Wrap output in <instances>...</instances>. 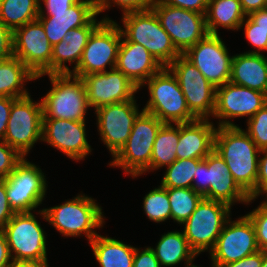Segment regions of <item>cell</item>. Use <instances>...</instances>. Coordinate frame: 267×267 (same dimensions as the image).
<instances>
[{
    "label": "cell",
    "mask_w": 267,
    "mask_h": 267,
    "mask_svg": "<svg viewBox=\"0 0 267 267\" xmlns=\"http://www.w3.org/2000/svg\"><path fill=\"white\" fill-rule=\"evenodd\" d=\"M214 150L223 158L237 184L253 198L261 150L247 132L239 126L217 127Z\"/></svg>",
    "instance_id": "6da1fadb"
},
{
    "label": "cell",
    "mask_w": 267,
    "mask_h": 267,
    "mask_svg": "<svg viewBox=\"0 0 267 267\" xmlns=\"http://www.w3.org/2000/svg\"><path fill=\"white\" fill-rule=\"evenodd\" d=\"M103 213L102 207L95 199L85 194H78L61 205L39 210L37 215L40 214L43 220L49 222L63 236L82 235L90 242L98 235L94 229H100L104 225Z\"/></svg>",
    "instance_id": "7a4b0ae2"
},
{
    "label": "cell",
    "mask_w": 267,
    "mask_h": 267,
    "mask_svg": "<svg viewBox=\"0 0 267 267\" xmlns=\"http://www.w3.org/2000/svg\"><path fill=\"white\" fill-rule=\"evenodd\" d=\"M163 124L155 115L142 110L134 121L128 140L108 165L121 167L133 178L151 171L154 141Z\"/></svg>",
    "instance_id": "3957f363"
},
{
    "label": "cell",
    "mask_w": 267,
    "mask_h": 267,
    "mask_svg": "<svg viewBox=\"0 0 267 267\" xmlns=\"http://www.w3.org/2000/svg\"><path fill=\"white\" fill-rule=\"evenodd\" d=\"M192 188L205 199L230 207L238 202L246 205L252 203V198L237 184L227 164L215 150L198 163Z\"/></svg>",
    "instance_id": "277c9868"
},
{
    "label": "cell",
    "mask_w": 267,
    "mask_h": 267,
    "mask_svg": "<svg viewBox=\"0 0 267 267\" xmlns=\"http://www.w3.org/2000/svg\"><path fill=\"white\" fill-rule=\"evenodd\" d=\"M146 83L150 99L143 111L155 115L163 123L179 124L197 119L188 109L178 80L168 67L152 75L139 90Z\"/></svg>",
    "instance_id": "5b68a950"
},
{
    "label": "cell",
    "mask_w": 267,
    "mask_h": 267,
    "mask_svg": "<svg viewBox=\"0 0 267 267\" xmlns=\"http://www.w3.org/2000/svg\"><path fill=\"white\" fill-rule=\"evenodd\" d=\"M121 18L122 35L129 42L143 45L163 67H168L181 55L152 9L128 12L122 14Z\"/></svg>",
    "instance_id": "8992f818"
},
{
    "label": "cell",
    "mask_w": 267,
    "mask_h": 267,
    "mask_svg": "<svg viewBox=\"0 0 267 267\" xmlns=\"http://www.w3.org/2000/svg\"><path fill=\"white\" fill-rule=\"evenodd\" d=\"M51 90L42 97V119L86 121L89 104L84 82L71 73L48 74Z\"/></svg>",
    "instance_id": "52a82bcc"
},
{
    "label": "cell",
    "mask_w": 267,
    "mask_h": 267,
    "mask_svg": "<svg viewBox=\"0 0 267 267\" xmlns=\"http://www.w3.org/2000/svg\"><path fill=\"white\" fill-rule=\"evenodd\" d=\"M231 207L225 203L203 198L191 216L184 222L183 233L190 248L197 254L209 252L215 246Z\"/></svg>",
    "instance_id": "ba28073f"
},
{
    "label": "cell",
    "mask_w": 267,
    "mask_h": 267,
    "mask_svg": "<svg viewBox=\"0 0 267 267\" xmlns=\"http://www.w3.org/2000/svg\"><path fill=\"white\" fill-rule=\"evenodd\" d=\"M42 103L31 95L17 98L11 106L4 141L26 157L37 141H42Z\"/></svg>",
    "instance_id": "9c48e42d"
},
{
    "label": "cell",
    "mask_w": 267,
    "mask_h": 267,
    "mask_svg": "<svg viewBox=\"0 0 267 267\" xmlns=\"http://www.w3.org/2000/svg\"><path fill=\"white\" fill-rule=\"evenodd\" d=\"M1 231L14 263L47 259V235L33 212L15 213Z\"/></svg>",
    "instance_id": "30bf717a"
},
{
    "label": "cell",
    "mask_w": 267,
    "mask_h": 267,
    "mask_svg": "<svg viewBox=\"0 0 267 267\" xmlns=\"http://www.w3.org/2000/svg\"><path fill=\"white\" fill-rule=\"evenodd\" d=\"M122 40L120 25L114 20L103 21L89 36L77 68L71 74L83 77L116 68Z\"/></svg>",
    "instance_id": "8fae6325"
},
{
    "label": "cell",
    "mask_w": 267,
    "mask_h": 267,
    "mask_svg": "<svg viewBox=\"0 0 267 267\" xmlns=\"http://www.w3.org/2000/svg\"><path fill=\"white\" fill-rule=\"evenodd\" d=\"M46 175L39 166L24 157L5 178L6 195L15 213L35 212L45 200ZM34 209V210H33Z\"/></svg>",
    "instance_id": "7c38bea8"
},
{
    "label": "cell",
    "mask_w": 267,
    "mask_h": 267,
    "mask_svg": "<svg viewBox=\"0 0 267 267\" xmlns=\"http://www.w3.org/2000/svg\"><path fill=\"white\" fill-rule=\"evenodd\" d=\"M168 68L177 78L190 112L197 119H210L215 110L216 87L182 54Z\"/></svg>",
    "instance_id": "4fadbf2b"
},
{
    "label": "cell",
    "mask_w": 267,
    "mask_h": 267,
    "mask_svg": "<svg viewBox=\"0 0 267 267\" xmlns=\"http://www.w3.org/2000/svg\"><path fill=\"white\" fill-rule=\"evenodd\" d=\"M151 9L181 54L208 34L205 14L170 6L160 0Z\"/></svg>",
    "instance_id": "5bb4252c"
},
{
    "label": "cell",
    "mask_w": 267,
    "mask_h": 267,
    "mask_svg": "<svg viewBox=\"0 0 267 267\" xmlns=\"http://www.w3.org/2000/svg\"><path fill=\"white\" fill-rule=\"evenodd\" d=\"M259 251L255 227L247 215L231 221L229 218L215 246L209 252L212 267L241 260Z\"/></svg>",
    "instance_id": "9a60e30c"
},
{
    "label": "cell",
    "mask_w": 267,
    "mask_h": 267,
    "mask_svg": "<svg viewBox=\"0 0 267 267\" xmlns=\"http://www.w3.org/2000/svg\"><path fill=\"white\" fill-rule=\"evenodd\" d=\"M13 56L20 59L39 79L51 74L52 45L36 19L13 31Z\"/></svg>",
    "instance_id": "2e32d148"
},
{
    "label": "cell",
    "mask_w": 267,
    "mask_h": 267,
    "mask_svg": "<svg viewBox=\"0 0 267 267\" xmlns=\"http://www.w3.org/2000/svg\"><path fill=\"white\" fill-rule=\"evenodd\" d=\"M219 34H207L182 55L216 88L229 82L233 56Z\"/></svg>",
    "instance_id": "e0dca14e"
},
{
    "label": "cell",
    "mask_w": 267,
    "mask_h": 267,
    "mask_svg": "<svg viewBox=\"0 0 267 267\" xmlns=\"http://www.w3.org/2000/svg\"><path fill=\"white\" fill-rule=\"evenodd\" d=\"M133 100L104 105L95 110L100 138L112 157L128 140L135 119L141 113Z\"/></svg>",
    "instance_id": "ac0fdd59"
},
{
    "label": "cell",
    "mask_w": 267,
    "mask_h": 267,
    "mask_svg": "<svg viewBox=\"0 0 267 267\" xmlns=\"http://www.w3.org/2000/svg\"><path fill=\"white\" fill-rule=\"evenodd\" d=\"M266 103L267 94L228 82L216 88L213 117L219 119L217 127L238 126L229 119L236 117L249 119Z\"/></svg>",
    "instance_id": "d6986e66"
},
{
    "label": "cell",
    "mask_w": 267,
    "mask_h": 267,
    "mask_svg": "<svg viewBox=\"0 0 267 267\" xmlns=\"http://www.w3.org/2000/svg\"><path fill=\"white\" fill-rule=\"evenodd\" d=\"M87 94L89 107L97 108L133 100L139 88L117 68L106 72L81 77Z\"/></svg>",
    "instance_id": "ffe728a7"
},
{
    "label": "cell",
    "mask_w": 267,
    "mask_h": 267,
    "mask_svg": "<svg viewBox=\"0 0 267 267\" xmlns=\"http://www.w3.org/2000/svg\"><path fill=\"white\" fill-rule=\"evenodd\" d=\"M85 123V121L42 119V141L73 161L84 160L92 152L86 138Z\"/></svg>",
    "instance_id": "44dd1931"
},
{
    "label": "cell",
    "mask_w": 267,
    "mask_h": 267,
    "mask_svg": "<svg viewBox=\"0 0 267 267\" xmlns=\"http://www.w3.org/2000/svg\"><path fill=\"white\" fill-rule=\"evenodd\" d=\"M97 15L96 0H79L66 11L45 13V10H39L37 19L50 44L54 46L72 29L86 26Z\"/></svg>",
    "instance_id": "7402d4cb"
},
{
    "label": "cell",
    "mask_w": 267,
    "mask_h": 267,
    "mask_svg": "<svg viewBox=\"0 0 267 267\" xmlns=\"http://www.w3.org/2000/svg\"><path fill=\"white\" fill-rule=\"evenodd\" d=\"M116 68L140 88L163 66L141 44L129 42L123 35L118 49Z\"/></svg>",
    "instance_id": "603a6c76"
},
{
    "label": "cell",
    "mask_w": 267,
    "mask_h": 267,
    "mask_svg": "<svg viewBox=\"0 0 267 267\" xmlns=\"http://www.w3.org/2000/svg\"><path fill=\"white\" fill-rule=\"evenodd\" d=\"M95 16L86 26L72 29L63 40L52 47L51 74H66L74 71L87 45V41L92 32L103 22L110 21L111 18L103 17L100 21ZM73 65L71 70L66 63Z\"/></svg>",
    "instance_id": "cb8c5ba5"
},
{
    "label": "cell",
    "mask_w": 267,
    "mask_h": 267,
    "mask_svg": "<svg viewBox=\"0 0 267 267\" xmlns=\"http://www.w3.org/2000/svg\"><path fill=\"white\" fill-rule=\"evenodd\" d=\"M210 119L179 123L177 159H204L214 150L216 126Z\"/></svg>",
    "instance_id": "d4e9b609"
},
{
    "label": "cell",
    "mask_w": 267,
    "mask_h": 267,
    "mask_svg": "<svg viewBox=\"0 0 267 267\" xmlns=\"http://www.w3.org/2000/svg\"><path fill=\"white\" fill-rule=\"evenodd\" d=\"M262 53L234 55L229 82L267 94V56Z\"/></svg>",
    "instance_id": "484cf974"
},
{
    "label": "cell",
    "mask_w": 267,
    "mask_h": 267,
    "mask_svg": "<svg viewBox=\"0 0 267 267\" xmlns=\"http://www.w3.org/2000/svg\"><path fill=\"white\" fill-rule=\"evenodd\" d=\"M89 244L100 267H133L135 246L101 234Z\"/></svg>",
    "instance_id": "4316f807"
},
{
    "label": "cell",
    "mask_w": 267,
    "mask_h": 267,
    "mask_svg": "<svg viewBox=\"0 0 267 267\" xmlns=\"http://www.w3.org/2000/svg\"><path fill=\"white\" fill-rule=\"evenodd\" d=\"M36 75L17 57L0 61V97L22 98L30 95L24 83Z\"/></svg>",
    "instance_id": "83f0119b"
},
{
    "label": "cell",
    "mask_w": 267,
    "mask_h": 267,
    "mask_svg": "<svg viewBox=\"0 0 267 267\" xmlns=\"http://www.w3.org/2000/svg\"><path fill=\"white\" fill-rule=\"evenodd\" d=\"M246 18L240 0H209L205 14L208 34H217L218 27L227 30H240Z\"/></svg>",
    "instance_id": "f1b7e54d"
},
{
    "label": "cell",
    "mask_w": 267,
    "mask_h": 267,
    "mask_svg": "<svg viewBox=\"0 0 267 267\" xmlns=\"http://www.w3.org/2000/svg\"><path fill=\"white\" fill-rule=\"evenodd\" d=\"M161 267H172L184 261H194L197 254L190 248L183 233L176 230L164 233L155 248L151 247Z\"/></svg>",
    "instance_id": "f546056e"
},
{
    "label": "cell",
    "mask_w": 267,
    "mask_h": 267,
    "mask_svg": "<svg viewBox=\"0 0 267 267\" xmlns=\"http://www.w3.org/2000/svg\"><path fill=\"white\" fill-rule=\"evenodd\" d=\"M179 124L164 123L158 131L151 155V171L167 167L177 160Z\"/></svg>",
    "instance_id": "4dcf8cb0"
},
{
    "label": "cell",
    "mask_w": 267,
    "mask_h": 267,
    "mask_svg": "<svg viewBox=\"0 0 267 267\" xmlns=\"http://www.w3.org/2000/svg\"><path fill=\"white\" fill-rule=\"evenodd\" d=\"M39 0H0V21L12 32L39 17Z\"/></svg>",
    "instance_id": "1f68e13d"
},
{
    "label": "cell",
    "mask_w": 267,
    "mask_h": 267,
    "mask_svg": "<svg viewBox=\"0 0 267 267\" xmlns=\"http://www.w3.org/2000/svg\"><path fill=\"white\" fill-rule=\"evenodd\" d=\"M171 207V219L178 224L184 223L204 198L193 188H167Z\"/></svg>",
    "instance_id": "d6a6232c"
},
{
    "label": "cell",
    "mask_w": 267,
    "mask_h": 267,
    "mask_svg": "<svg viewBox=\"0 0 267 267\" xmlns=\"http://www.w3.org/2000/svg\"><path fill=\"white\" fill-rule=\"evenodd\" d=\"M202 159H177L167 166L160 186L164 188H192L197 165Z\"/></svg>",
    "instance_id": "836d02e7"
},
{
    "label": "cell",
    "mask_w": 267,
    "mask_h": 267,
    "mask_svg": "<svg viewBox=\"0 0 267 267\" xmlns=\"http://www.w3.org/2000/svg\"><path fill=\"white\" fill-rule=\"evenodd\" d=\"M143 210L149 220L155 223L165 222L171 218V207L167 188L158 186L150 190L143 198Z\"/></svg>",
    "instance_id": "e575fe53"
},
{
    "label": "cell",
    "mask_w": 267,
    "mask_h": 267,
    "mask_svg": "<svg viewBox=\"0 0 267 267\" xmlns=\"http://www.w3.org/2000/svg\"><path fill=\"white\" fill-rule=\"evenodd\" d=\"M247 121L246 132L256 146L267 149V103Z\"/></svg>",
    "instance_id": "d590c367"
},
{
    "label": "cell",
    "mask_w": 267,
    "mask_h": 267,
    "mask_svg": "<svg viewBox=\"0 0 267 267\" xmlns=\"http://www.w3.org/2000/svg\"><path fill=\"white\" fill-rule=\"evenodd\" d=\"M159 0H96V12L99 15L112 6L120 7L122 14L150 10ZM114 5H113V4Z\"/></svg>",
    "instance_id": "8d00e7d4"
},
{
    "label": "cell",
    "mask_w": 267,
    "mask_h": 267,
    "mask_svg": "<svg viewBox=\"0 0 267 267\" xmlns=\"http://www.w3.org/2000/svg\"><path fill=\"white\" fill-rule=\"evenodd\" d=\"M241 27H244L245 38L247 41L255 47L256 50H249L247 53L261 54L260 51H267V32L258 28V25L254 23L248 16L244 19Z\"/></svg>",
    "instance_id": "74e56055"
},
{
    "label": "cell",
    "mask_w": 267,
    "mask_h": 267,
    "mask_svg": "<svg viewBox=\"0 0 267 267\" xmlns=\"http://www.w3.org/2000/svg\"><path fill=\"white\" fill-rule=\"evenodd\" d=\"M23 158L3 139H0V179H5Z\"/></svg>",
    "instance_id": "f35d334b"
},
{
    "label": "cell",
    "mask_w": 267,
    "mask_h": 267,
    "mask_svg": "<svg viewBox=\"0 0 267 267\" xmlns=\"http://www.w3.org/2000/svg\"><path fill=\"white\" fill-rule=\"evenodd\" d=\"M256 231V241L260 251L267 250V211L260 206L246 214Z\"/></svg>",
    "instance_id": "ab89813d"
},
{
    "label": "cell",
    "mask_w": 267,
    "mask_h": 267,
    "mask_svg": "<svg viewBox=\"0 0 267 267\" xmlns=\"http://www.w3.org/2000/svg\"><path fill=\"white\" fill-rule=\"evenodd\" d=\"M140 249L135 247L133 267H161L151 246Z\"/></svg>",
    "instance_id": "60d3db41"
},
{
    "label": "cell",
    "mask_w": 267,
    "mask_h": 267,
    "mask_svg": "<svg viewBox=\"0 0 267 267\" xmlns=\"http://www.w3.org/2000/svg\"><path fill=\"white\" fill-rule=\"evenodd\" d=\"M14 214L15 212L10 207L6 195L5 179H0V230H2L6 226V224L11 220Z\"/></svg>",
    "instance_id": "b9f144b4"
},
{
    "label": "cell",
    "mask_w": 267,
    "mask_h": 267,
    "mask_svg": "<svg viewBox=\"0 0 267 267\" xmlns=\"http://www.w3.org/2000/svg\"><path fill=\"white\" fill-rule=\"evenodd\" d=\"M13 32L0 21V61L13 56Z\"/></svg>",
    "instance_id": "7bdbcfd3"
},
{
    "label": "cell",
    "mask_w": 267,
    "mask_h": 267,
    "mask_svg": "<svg viewBox=\"0 0 267 267\" xmlns=\"http://www.w3.org/2000/svg\"><path fill=\"white\" fill-rule=\"evenodd\" d=\"M170 6L206 14L209 0H160Z\"/></svg>",
    "instance_id": "ee69618b"
},
{
    "label": "cell",
    "mask_w": 267,
    "mask_h": 267,
    "mask_svg": "<svg viewBox=\"0 0 267 267\" xmlns=\"http://www.w3.org/2000/svg\"><path fill=\"white\" fill-rule=\"evenodd\" d=\"M15 100L13 97H0V139H4L11 106Z\"/></svg>",
    "instance_id": "f6af8a7d"
},
{
    "label": "cell",
    "mask_w": 267,
    "mask_h": 267,
    "mask_svg": "<svg viewBox=\"0 0 267 267\" xmlns=\"http://www.w3.org/2000/svg\"><path fill=\"white\" fill-rule=\"evenodd\" d=\"M258 161V175L256 181V193L267 186V149L260 151Z\"/></svg>",
    "instance_id": "bcb514c9"
},
{
    "label": "cell",
    "mask_w": 267,
    "mask_h": 267,
    "mask_svg": "<svg viewBox=\"0 0 267 267\" xmlns=\"http://www.w3.org/2000/svg\"><path fill=\"white\" fill-rule=\"evenodd\" d=\"M79 0H40L39 10L46 9V12H61L66 11L72 5L76 4ZM45 8H43V5Z\"/></svg>",
    "instance_id": "7dc6e473"
},
{
    "label": "cell",
    "mask_w": 267,
    "mask_h": 267,
    "mask_svg": "<svg viewBox=\"0 0 267 267\" xmlns=\"http://www.w3.org/2000/svg\"><path fill=\"white\" fill-rule=\"evenodd\" d=\"M220 267H262V252L259 250L241 260L221 265Z\"/></svg>",
    "instance_id": "c3c4849f"
},
{
    "label": "cell",
    "mask_w": 267,
    "mask_h": 267,
    "mask_svg": "<svg viewBox=\"0 0 267 267\" xmlns=\"http://www.w3.org/2000/svg\"><path fill=\"white\" fill-rule=\"evenodd\" d=\"M13 263L6 236L0 230V267H12Z\"/></svg>",
    "instance_id": "681fc988"
},
{
    "label": "cell",
    "mask_w": 267,
    "mask_h": 267,
    "mask_svg": "<svg viewBox=\"0 0 267 267\" xmlns=\"http://www.w3.org/2000/svg\"><path fill=\"white\" fill-rule=\"evenodd\" d=\"M240 3L246 16L252 12L267 8V0H240Z\"/></svg>",
    "instance_id": "f907efd6"
},
{
    "label": "cell",
    "mask_w": 267,
    "mask_h": 267,
    "mask_svg": "<svg viewBox=\"0 0 267 267\" xmlns=\"http://www.w3.org/2000/svg\"><path fill=\"white\" fill-rule=\"evenodd\" d=\"M248 17L258 25V28L267 32V8L252 12Z\"/></svg>",
    "instance_id": "816d5d0a"
},
{
    "label": "cell",
    "mask_w": 267,
    "mask_h": 267,
    "mask_svg": "<svg viewBox=\"0 0 267 267\" xmlns=\"http://www.w3.org/2000/svg\"><path fill=\"white\" fill-rule=\"evenodd\" d=\"M12 267H49L48 260L39 261H19L13 263Z\"/></svg>",
    "instance_id": "f5cc1de1"
},
{
    "label": "cell",
    "mask_w": 267,
    "mask_h": 267,
    "mask_svg": "<svg viewBox=\"0 0 267 267\" xmlns=\"http://www.w3.org/2000/svg\"><path fill=\"white\" fill-rule=\"evenodd\" d=\"M262 194H265V201H262L261 204L259 205L263 210L267 211V190H259L254 197L252 198V201H255L258 196H262Z\"/></svg>",
    "instance_id": "db71d44e"
},
{
    "label": "cell",
    "mask_w": 267,
    "mask_h": 267,
    "mask_svg": "<svg viewBox=\"0 0 267 267\" xmlns=\"http://www.w3.org/2000/svg\"><path fill=\"white\" fill-rule=\"evenodd\" d=\"M262 267H267V250H262Z\"/></svg>",
    "instance_id": "11a10c76"
},
{
    "label": "cell",
    "mask_w": 267,
    "mask_h": 267,
    "mask_svg": "<svg viewBox=\"0 0 267 267\" xmlns=\"http://www.w3.org/2000/svg\"><path fill=\"white\" fill-rule=\"evenodd\" d=\"M192 263H193V262L186 264L185 267H199V266L194 265V264H192Z\"/></svg>",
    "instance_id": "9f6ffc18"
}]
</instances>
